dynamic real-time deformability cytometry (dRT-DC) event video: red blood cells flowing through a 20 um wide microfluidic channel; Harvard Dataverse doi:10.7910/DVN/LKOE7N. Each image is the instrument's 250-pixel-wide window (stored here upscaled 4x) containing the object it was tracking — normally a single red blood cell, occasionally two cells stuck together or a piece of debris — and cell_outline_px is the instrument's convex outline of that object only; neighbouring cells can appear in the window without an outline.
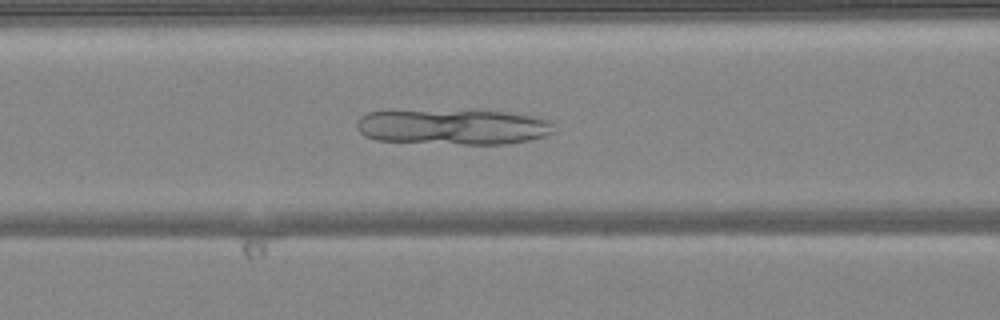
{"species": "common noctule bat (a hibernating species)", "species_latin": "Nyctalus noctula", "temperature_condition": "warm", "stored_images_in_passage": 49, "camera_frame_rate_fps": 3000, "um_per_image_px": 0.085, "animal": {"sex": "female", "body_mass_g": 24.6, "forearm_length_mm": 56.2}, "frame": {"image": 1, "passage_image": 20, "time_ms": 6.333, "image_size_px": [1000, 320], "cell_outline_px": [[556, 132], [532, 140], [512, 144], [464, 144], [376, 140], [364, 136], [356, 128], [356, 120], [360, 116], [368, 112], [388, 108], [392, 108], [516, 112], [536, 116], [548, 120]], "centroid_in_image_um": [38.45, 10.74], "position_along_channel_um": 128.2, "area_um2": 42.37}}
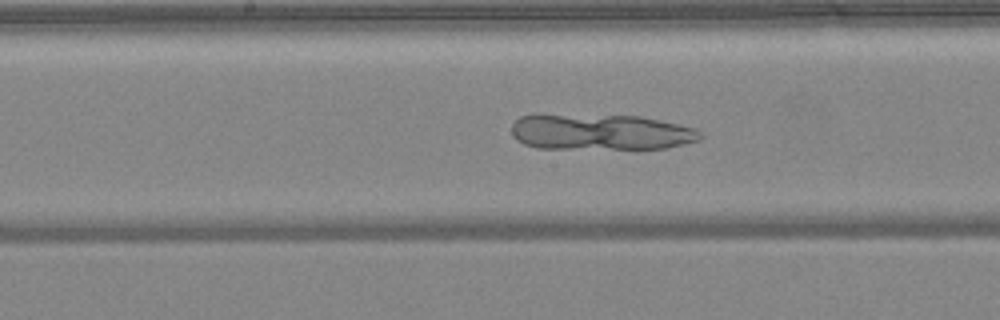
{"frame": {"image": 2, "passage_image": 25, "time_ms": 8.0, "image_size_px": [1000, 320], "cell_outline_px": [[704, 136], [696, 140], [684, 144], [668, 148], [536, 148], [524, 144], [516, 140], [512, 136], [512, 124], [520, 116], [640, 116], [660, 120], [696, 128]], "centroid_in_image_um": [51.09, 11.25], "position_along_channel_um": 197.1, "area_um2": 38.73}}
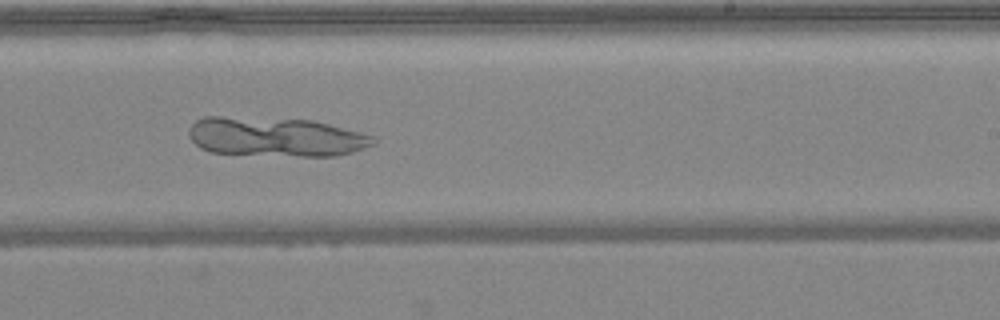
{"frame": {"image": 3, "passage_image": 30, "time_ms": 9.667, "image_size_px": [1000, 320], "cell_outline_px": [[376, 144], [352, 152], [336, 156], [300, 156], [212, 152], [200, 148], [188, 136], [188, 128], [196, 120], [204, 116], [220, 116], [312, 120], [376, 136]], "centroid_in_image_um": [23.44, 11.63], "position_along_channel_um": 265.6, "area_um2": 42.25}}